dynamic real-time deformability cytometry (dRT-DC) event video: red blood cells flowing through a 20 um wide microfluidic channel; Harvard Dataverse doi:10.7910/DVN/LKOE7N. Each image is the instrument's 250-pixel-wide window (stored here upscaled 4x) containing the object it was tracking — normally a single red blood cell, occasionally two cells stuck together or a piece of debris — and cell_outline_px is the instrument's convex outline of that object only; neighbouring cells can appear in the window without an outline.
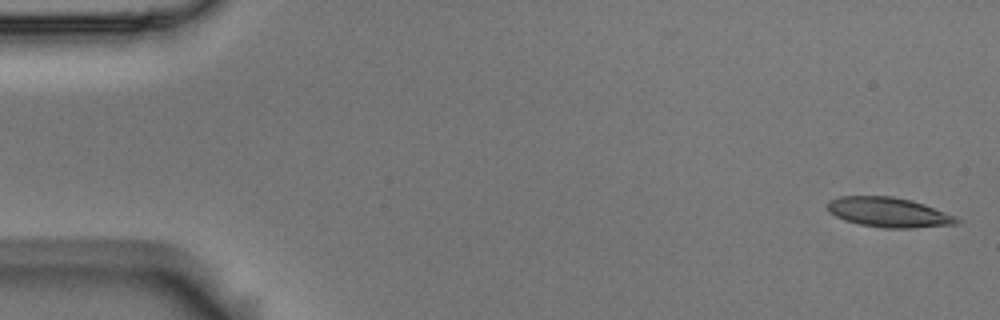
{"species": "Egyptian fruit bat (a non-hibernating species)", "species_latin": "Rousettus aegyptiacus", "temperature_condition": "room temperature", "stored_images_in_passage": 6, "segment_of_instrument_passage": [1, 2], "camera_frame_rate_fps": 3000, "um_per_image_px": 0.085, "animal": {"sex": "male"}, "frame": {"image": 1, "passage_image": 1, "time_ms": 0.0, "image_size_px": [1000, 320], "cell_outline_px": [[960, 220], [956, 224], [912, 228], [884, 228], [860, 224], [844, 220], [828, 212], [828, 200], [840, 196], [892, 196], [912, 200], [924, 204], [956, 216]], "centroid_in_image_um": [75.52, 18.04], "position_along_channel_um": 9.5, "area_um2": 22.43}}